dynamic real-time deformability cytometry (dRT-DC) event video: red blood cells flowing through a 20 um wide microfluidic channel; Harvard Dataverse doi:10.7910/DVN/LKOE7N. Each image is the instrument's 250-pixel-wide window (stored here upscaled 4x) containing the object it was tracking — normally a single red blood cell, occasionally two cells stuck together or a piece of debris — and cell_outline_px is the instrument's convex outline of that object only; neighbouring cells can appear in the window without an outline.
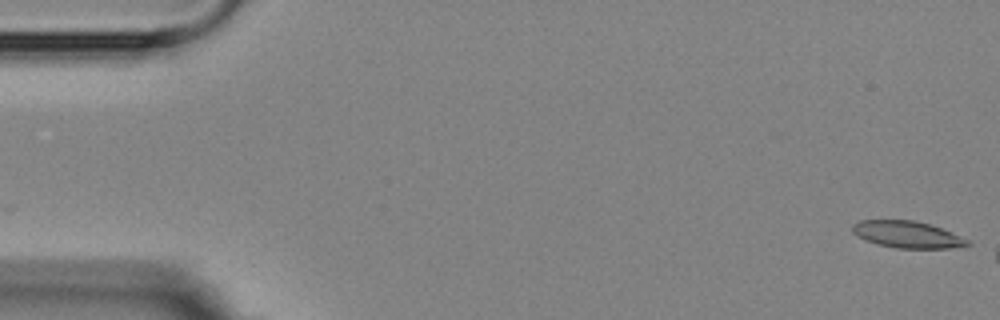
{"species": "Egyptian fruit bat (a non-hibernating species)", "species_latin": "Rousettus aegyptiacus", "temperature_condition": "room temperature", "stored_images_in_passage": 2, "camera_frame_rate_fps": 3000, "um_per_image_px": 0.085, "animal": {"sex": "female"}, "frame": {"image": 1, "passage_image": 2, "time_ms": 1.0, "image_size_px": [1000, 320], "cell_outline_px": [[972, 244], [964, 248], [896, 248], [876, 244], [856, 236], [852, 232], [852, 224], [860, 220], [916, 220], [940, 228], [968, 240]], "centroid_in_image_um": [77.1, 19.94], "position_along_channel_um": 7.9, "area_um2": 18.03}}